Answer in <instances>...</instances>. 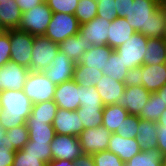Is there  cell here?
I'll return each mask as SVG.
<instances>
[{"label":"cell","mask_w":166,"mask_h":166,"mask_svg":"<svg viewBox=\"0 0 166 166\" xmlns=\"http://www.w3.org/2000/svg\"><path fill=\"white\" fill-rule=\"evenodd\" d=\"M128 24L147 38H166V17L159 0H128Z\"/></svg>","instance_id":"obj_1"},{"label":"cell","mask_w":166,"mask_h":166,"mask_svg":"<svg viewBox=\"0 0 166 166\" xmlns=\"http://www.w3.org/2000/svg\"><path fill=\"white\" fill-rule=\"evenodd\" d=\"M0 99L3 109L0 115V124L6 130L26 124L33 104L23 90L0 91Z\"/></svg>","instance_id":"obj_2"},{"label":"cell","mask_w":166,"mask_h":166,"mask_svg":"<svg viewBox=\"0 0 166 166\" xmlns=\"http://www.w3.org/2000/svg\"><path fill=\"white\" fill-rule=\"evenodd\" d=\"M52 16V10L47 5L46 1H44L35 6L32 10L22 13L18 30L34 36L44 35Z\"/></svg>","instance_id":"obj_3"},{"label":"cell","mask_w":166,"mask_h":166,"mask_svg":"<svg viewBox=\"0 0 166 166\" xmlns=\"http://www.w3.org/2000/svg\"><path fill=\"white\" fill-rule=\"evenodd\" d=\"M147 41L146 36L135 32L129 40L115 49L127 69H133L144 64Z\"/></svg>","instance_id":"obj_4"},{"label":"cell","mask_w":166,"mask_h":166,"mask_svg":"<svg viewBox=\"0 0 166 166\" xmlns=\"http://www.w3.org/2000/svg\"><path fill=\"white\" fill-rule=\"evenodd\" d=\"M56 85L41 71H30L23 91L32 104L53 100Z\"/></svg>","instance_id":"obj_5"},{"label":"cell","mask_w":166,"mask_h":166,"mask_svg":"<svg viewBox=\"0 0 166 166\" xmlns=\"http://www.w3.org/2000/svg\"><path fill=\"white\" fill-rule=\"evenodd\" d=\"M58 52V43L53 42L44 35L35 36L29 70L42 72L52 65V62Z\"/></svg>","instance_id":"obj_6"},{"label":"cell","mask_w":166,"mask_h":166,"mask_svg":"<svg viewBox=\"0 0 166 166\" xmlns=\"http://www.w3.org/2000/svg\"><path fill=\"white\" fill-rule=\"evenodd\" d=\"M79 29L80 24L75 15L53 13L44 36L59 44L68 37L77 35Z\"/></svg>","instance_id":"obj_7"},{"label":"cell","mask_w":166,"mask_h":166,"mask_svg":"<svg viewBox=\"0 0 166 166\" xmlns=\"http://www.w3.org/2000/svg\"><path fill=\"white\" fill-rule=\"evenodd\" d=\"M34 35L18 29H9L11 44L10 60L29 69Z\"/></svg>","instance_id":"obj_8"},{"label":"cell","mask_w":166,"mask_h":166,"mask_svg":"<svg viewBox=\"0 0 166 166\" xmlns=\"http://www.w3.org/2000/svg\"><path fill=\"white\" fill-rule=\"evenodd\" d=\"M111 132L102 125L84 129L78 136L83 154H94L107 150Z\"/></svg>","instance_id":"obj_9"},{"label":"cell","mask_w":166,"mask_h":166,"mask_svg":"<svg viewBox=\"0 0 166 166\" xmlns=\"http://www.w3.org/2000/svg\"><path fill=\"white\" fill-rule=\"evenodd\" d=\"M52 160L74 161L83 154L77 136L56 134L50 143Z\"/></svg>","instance_id":"obj_10"},{"label":"cell","mask_w":166,"mask_h":166,"mask_svg":"<svg viewBox=\"0 0 166 166\" xmlns=\"http://www.w3.org/2000/svg\"><path fill=\"white\" fill-rule=\"evenodd\" d=\"M30 70L13 61L0 67V91L23 90Z\"/></svg>","instance_id":"obj_11"},{"label":"cell","mask_w":166,"mask_h":166,"mask_svg":"<svg viewBox=\"0 0 166 166\" xmlns=\"http://www.w3.org/2000/svg\"><path fill=\"white\" fill-rule=\"evenodd\" d=\"M111 22L102 18L95 17L91 21L80 25L78 34L91 43L92 46L108 45V32Z\"/></svg>","instance_id":"obj_12"},{"label":"cell","mask_w":166,"mask_h":166,"mask_svg":"<svg viewBox=\"0 0 166 166\" xmlns=\"http://www.w3.org/2000/svg\"><path fill=\"white\" fill-rule=\"evenodd\" d=\"M75 66L76 63L59 51L52 65L42 72L53 84L60 85L73 79Z\"/></svg>","instance_id":"obj_13"},{"label":"cell","mask_w":166,"mask_h":166,"mask_svg":"<svg viewBox=\"0 0 166 166\" xmlns=\"http://www.w3.org/2000/svg\"><path fill=\"white\" fill-rule=\"evenodd\" d=\"M53 100L60 109L76 111L80 107V85L73 79L56 85Z\"/></svg>","instance_id":"obj_14"},{"label":"cell","mask_w":166,"mask_h":166,"mask_svg":"<svg viewBox=\"0 0 166 166\" xmlns=\"http://www.w3.org/2000/svg\"><path fill=\"white\" fill-rule=\"evenodd\" d=\"M52 126L56 134L79 136L84 130L77 111L58 108Z\"/></svg>","instance_id":"obj_15"},{"label":"cell","mask_w":166,"mask_h":166,"mask_svg":"<svg viewBox=\"0 0 166 166\" xmlns=\"http://www.w3.org/2000/svg\"><path fill=\"white\" fill-rule=\"evenodd\" d=\"M150 95L151 93L143 86H129L118 99V104L124 107L129 114L138 116Z\"/></svg>","instance_id":"obj_16"},{"label":"cell","mask_w":166,"mask_h":166,"mask_svg":"<svg viewBox=\"0 0 166 166\" xmlns=\"http://www.w3.org/2000/svg\"><path fill=\"white\" fill-rule=\"evenodd\" d=\"M107 150L116 154L124 163L141 152L136 138H125L116 133H111Z\"/></svg>","instance_id":"obj_17"},{"label":"cell","mask_w":166,"mask_h":166,"mask_svg":"<svg viewBox=\"0 0 166 166\" xmlns=\"http://www.w3.org/2000/svg\"><path fill=\"white\" fill-rule=\"evenodd\" d=\"M103 105L118 104V99L125 91V84L103 75L101 80L95 86Z\"/></svg>","instance_id":"obj_18"},{"label":"cell","mask_w":166,"mask_h":166,"mask_svg":"<svg viewBox=\"0 0 166 166\" xmlns=\"http://www.w3.org/2000/svg\"><path fill=\"white\" fill-rule=\"evenodd\" d=\"M142 86L150 93L157 92L166 85V63L142 65Z\"/></svg>","instance_id":"obj_19"},{"label":"cell","mask_w":166,"mask_h":166,"mask_svg":"<svg viewBox=\"0 0 166 166\" xmlns=\"http://www.w3.org/2000/svg\"><path fill=\"white\" fill-rule=\"evenodd\" d=\"M135 33V30L128 24L125 17H116L111 21L108 32V46L115 50Z\"/></svg>","instance_id":"obj_20"},{"label":"cell","mask_w":166,"mask_h":166,"mask_svg":"<svg viewBox=\"0 0 166 166\" xmlns=\"http://www.w3.org/2000/svg\"><path fill=\"white\" fill-rule=\"evenodd\" d=\"M112 51L113 49L108 45L92 46L85 52L79 63L103 71Z\"/></svg>","instance_id":"obj_21"},{"label":"cell","mask_w":166,"mask_h":166,"mask_svg":"<svg viewBox=\"0 0 166 166\" xmlns=\"http://www.w3.org/2000/svg\"><path fill=\"white\" fill-rule=\"evenodd\" d=\"M91 47V43H86V40L81 38L79 34L68 37L59 43V51L69 57L74 63H78Z\"/></svg>","instance_id":"obj_22"},{"label":"cell","mask_w":166,"mask_h":166,"mask_svg":"<svg viewBox=\"0 0 166 166\" xmlns=\"http://www.w3.org/2000/svg\"><path fill=\"white\" fill-rule=\"evenodd\" d=\"M136 140L141 151L157 149V122L140 119Z\"/></svg>","instance_id":"obj_23"},{"label":"cell","mask_w":166,"mask_h":166,"mask_svg":"<svg viewBox=\"0 0 166 166\" xmlns=\"http://www.w3.org/2000/svg\"><path fill=\"white\" fill-rule=\"evenodd\" d=\"M128 115V111L119 104L105 105L103 107L102 126L111 133H116Z\"/></svg>","instance_id":"obj_24"},{"label":"cell","mask_w":166,"mask_h":166,"mask_svg":"<svg viewBox=\"0 0 166 166\" xmlns=\"http://www.w3.org/2000/svg\"><path fill=\"white\" fill-rule=\"evenodd\" d=\"M166 63V38H148L144 55L145 65H160Z\"/></svg>","instance_id":"obj_25"},{"label":"cell","mask_w":166,"mask_h":166,"mask_svg":"<svg viewBox=\"0 0 166 166\" xmlns=\"http://www.w3.org/2000/svg\"><path fill=\"white\" fill-rule=\"evenodd\" d=\"M22 12L15 0L0 3V22L6 29H18L21 23Z\"/></svg>","instance_id":"obj_26"},{"label":"cell","mask_w":166,"mask_h":166,"mask_svg":"<svg viewBox=\"0 0 166 166\" xmlns=\"http://www.w3.org/2000/svg\"><path fill=\"white\" fill-rule=\"evenodd\" d=\"M29 131V142L51 143L56 135L52 124L45 121L26 122Z\"/></svg>","instance_id":"obj_27"},{"label":"cell","mask_w":166,"mask_h":166,"mask_svg":"<svg viewBox=\"0 0 166 166\" xmlns=\"http://www.w3.org/2000/svg\"><path fill=\"white\" fill-rule=\"evenodd\" d=\"M103 75L102 71L87 67L78 62L74 69L73 80L78 85L89 88L91 86H96Z\"/></svg>","instance_id":"obj_28"},{"label":"cell","mask_w":166,"mask_h":166,"mask_svg":"<svg viewBox=\"0 0 166 166\" xmlns=\"http://www.w3.org/2000/svg\"><path fill=\"white\" fill-rule=\"evenodd\" d=\"M57 110L58 106L54 100L33 104L26 122L45 121L46 124H52Z\"/></svg>","instance_id":"obj_29"},{"label":"cell","mask_w":166,"mask_h":166,"mask_svg":"<svg viewBox=\"0 0 166 166\" xmlns=\"http://www.w3.org/2000/svg\"><path fill=\"white\" fill-rule=\"evenodd\" d=\"M166 109V104L156 93H151L148 102L142 108L138 117L142 120L158 122L162 112Z\"/></svg>","instance_id":"obj_30"},{"label":"cell","mask_w":166,"mask_h":166,"mask_svg":"<svg viewBox=\"0 0 166 166\" xmlns=\"http://www.w3.org/2000/svg\"><path fill=\"white\" fill-rule=\"evenodd\" d=\"M163 154L158 149L141 151L123 166H162Z\"/></svg>","instance_id":"obj_31"},{"label":"cell","mask_w":166,"mask_h":166,"mask_svg":"<svg viewBox=\"0 0 166 166\" xmlns=\"http://www.w3.org/2000/svg\"><path fill=\"white\" fill-rule=\"evenodd\" d=\"M128 69L122 62L119 55L113 50L108 59L106 67L103 69V74L109 76L110 78L124 83V78L127 74Z\"/></svg>","instance_id":"obj_32"},{"label":"cell","mask_w":166,"mask_h":166,"mask_svg":"<svg viewBox=\"0 0 166 166\" xmlns=\"http://www.w3.org/2000/svg\"><path fill=\"white\" fill-rule=\"evenodd\" d=\"M76 111L84 129L102 125L103 107H79Z\"/></svg>","instance_id":"obj_33"},{"label":"cell","mask_w":166,"mask_h":166,"mask_svg":"<svg viewBox=\"0 0 166 166\" xmlns=\"http://www.w3.org/2000/svg\"><path fill=\"white\" fill-rule=\"evenodd\" d=\"M97 11L96 0H79L74 15L82 25L97 17Z\"/></svg>","instance_id":"obj_34"},{"label":"cell","mask_w":166,"mask_h":166,"mask_svg":"<svg viewBox=\"0 0 166 166\" xmlns=\"http://www.w3.org/2000/svg\"><path fill=\"white\" fill-rule=\"evenodd\" d=\"M22 150L26 154L37 156L39 160L48 164L52 161L50 143L46 142H28Z\"/></svg>","instance_id":"obj_35"},{"label":"cell","mask_w":166,"mask_h":166,"mask_svg":"<svg viewBox=\"0 0 166 166\" xmlns=\"http://www.w3.org/2000/svg\"><path fill=\"white\" fill-rule=\"evenodd\" d=\"M6 135L9 145H13L16 151L21 150L29 142V131L26 124L7 130Z\"/></svg>","instance_id":"obj_36"},{"label":"cell","mask_w":166,"mask_h":166,"mask_svg":"<svg viewBox=\"0 0 166 166\" xmlns=\"http://www.w3.org/2000/svg\"><path fill=\"white\" fill-rule=\"evenodd\" d=\"M80 107H104L95 86L89 88L80 86Z\"/></svg>","instance_id":"obj_37"},{"label":"cell","mask_w":166,"mask_h":166,"mask_svg":"<svg viewBox=\"0 0 166 166\" xmlns=\"http://www.w3.org/2000/svg\"><path fill=\"white\" fill-rule=\"evenodd\" d=\"M139 122L140 118L137 115L129 114L120 125V129L116 131V134L125 138H136L138 135Z\"/></svg>","instance_id":"obj_38"},{"label":"cell","mask_w":166,"mask_h":166,"mask_svg":"<svg viewBox=\"0 0 166 166\" xmlns=\"http://www.w3.org/2000/svg\"><path fill=\"white\" fill-rule=\"evenodd\" d=\"M52 13H75L79 0H45Z\"/></svg>","instance_id":"obj_39"},{"label":"cell","mask_w":166,"mask_h":166,"mask_svg":"<svg viewBox=\"0 0 166 166\" xmlns=\"http://www.w3.org/2000/svg\"><path fill=\"white\" fill-rule=\"evenodd\" d=\"M95 166H123L124 162L109 150L92 154Z\"/></svg>","instance_id":"obj_40"},{"label":"cell","mask_w":166,"mask_h":166,"mask_svg":"<svg viewBox=\"0 0 166 166\" xmlns=\"http://www.w3.org/2000/svg\"><path fill=\"white\" fill-rule=\"evenodd\" d=\"M97 17H102L108 21H113L117 17L115 0H96Z\"/></svg>","instance_id":"obj_41"},{"label":"cell","mask_w":166,"mask_h":166,"mask_svg":"<svg viewBox=\"0 0 166 166\" xmlns=\"http://www.w3.org/2000/svg\"><path fill=\"white\" fill-rule=\"evenodd\" d=\"M37 156L26 154L22 149L17 150L12 166H46Z\"/></svg>","instance_id":"obj_42"},{"label":"cell","mask_w":166,"mask_h":166,"mask_svg":"<svg viewBox=\"0 0 166 166\" xmlns=\"http://www.w3.org/2000/svg\"><path fill=\"white\" fill-rule=\"evenodd\" d=\"M11 44L9 30L0 31V67L10 61Z\"/></svg>","instance_id":"obj_43"},{"label":"cell","mask_w":166,"mask_h":166,"mask_svg":"<svg viewBox=\"0 0 166 166\" xmlns=\"http://www.w3.org/2000/svg\"><path fill=\"white\" fill-rule=\"evenodd\" d=\"M157 149L166 155V109L162 112L157 122Z\"/></svg>","instance_id":"obj_44"},{"label":"cell","mask_w":166,"mask_h":166,"mask_svg":"<svg viewBox=\"0 0 166 166\" xmlns=\"http://www.w3.org/2000/svg\"><path fill=\"white\" fill-rule=\"evenodd\" d=\"M142 78V66L128 69L127 74L124 78V84L126 87L142 86Z\"/></svg>","instance_id":"obj_45"},{"label":"cell","mask_w":166,"mask_h":166,"mask_svg":"<svg viewBox=\"0 0 166 166\" xmlns=\"http://www.w3.org/2000/svg\"><path fill=\"white\" fill-rule=\"evenodd\" d=\"M15 154L12 149H0V166H12Z\"/></svg>","instance_id":"obj_46"},{"label":"cell","mask_w":166,"mask_h":166,"mask_svg":"<svg viewBox=\"0 0 166 166\" xmlns=\"http://www.w3.org/2000/svg\"><path fill=\"white\" fill-rule=\"evenodd\" d=\"M45 0H15L21 12L32 10L35 6L43 3Z\"/></svg>","instance_id":"obj_47"},{"label":"cell","mask_w":166,"mask_h":166,"mask_svg":"<svg viewBox=\"0 0 166 166\" xmlns=\"http://www.w3.org/2000/svg\"><path fill=\"white\" fill-rule=\"evenodd\" d=\"M73 162L74 166H95L92 154H82Z\"/></svg>","instance_id":"obj_48"},{"label":"cell","mask_w":166,"mask_h":166,"mask_svg":"<svg viewBox=\"0 0 166 166\" xmlns=\"http://www.w3.org/2000/svg\"><path fill=\"white\" fill-rule=\"evenodd\" d=\"M6 133L7 130L0 124V149H12L16 151L13 145H9V139Z\"/></svg>","instance_id":"obj_49"},{"label":"cell","mask_w":166,"mask_h":166,"mask_svg":"<svg viewBox=\"0 0 166 166\" xmlns=\"http://www.w3.org/2000/svg\"><path fill=\"white\" fill-rule=\"evenodd\" d=\"M117 17L127 16L128 0H115Z\"/></svg>","instance_id":"obj_50"},{"label":"cell","mask_w":166,"mask_h":166,"mask_svg":"<svg viewBox=\"0 0 166 166\" xmlns=\"http://www.w3.org/2000/svg\"><path fill=\"white\" fill-rule=\"evenodd\" d=\"M46 166H74V162L70 160H52Z\"/></svg>","instance_id":"obj_51"},{"label":"cell","mask_w":166,"mask_h":166,"mask_svg":"<svg viewBox=\"0 0 166 166\" xmlns=\"http://www.w3.org/2000/svg\"><path fill=\"white\" fill-rule=\"evenodd\" d=\"M156 93L161 97V99L166 104V85L160 88Z\"/></svg>","instance_id":"obj_52"},{"label":"cell","mask_w":166,"mask_h":166,"mask_svg":"<svg viewBox=\"0 0 166 166\" xmlns=\"http://www.w3.org/2000/svg\"><path fill=\"white\" fill-rule=\"evenodd\" d=\"M159 7L166 17V0H159Z\"/></svg>","instance_id":"obj_53"},{"label":"cell","mask_w":166,"mask_h":166,"mask_svg":"<svg viewBox=\"0 0 166 166\" xmlns=\"http://www.w3.org/2000/svg\"><path fill=\"white\" fill-rule=\"evenodd\" d=\"M162 166H166V155L163 156Z\"/></svg>","instance_id":"obj_54"},{"label":"cell","mask_w":166,"mask_h":166,"mask_svg":"<svg viewBox=\"0 0 166 166\" xmlns=\"http://www.w3.org/2000/svg\"><path fill=\"white\" fill-rule=\"evenodd\" d=\"M6 29L1 25V22H0V31H5Z\"/></svg>","instance_id":"obj_55"},{"label":"cell","mask_w":166,"mask_h":166,"mask_svg":"<svg viewBox=\"0 0 166 166\" xmlns=\"http://www.w3.org/2000/svg\"><path fill=\"white\" fill-rule=\"evenodd\" d=\"M2 105H1V99H0V115H1V113H2Z\"/></svg>","instance_id":"obj_56"}]
</instances>
